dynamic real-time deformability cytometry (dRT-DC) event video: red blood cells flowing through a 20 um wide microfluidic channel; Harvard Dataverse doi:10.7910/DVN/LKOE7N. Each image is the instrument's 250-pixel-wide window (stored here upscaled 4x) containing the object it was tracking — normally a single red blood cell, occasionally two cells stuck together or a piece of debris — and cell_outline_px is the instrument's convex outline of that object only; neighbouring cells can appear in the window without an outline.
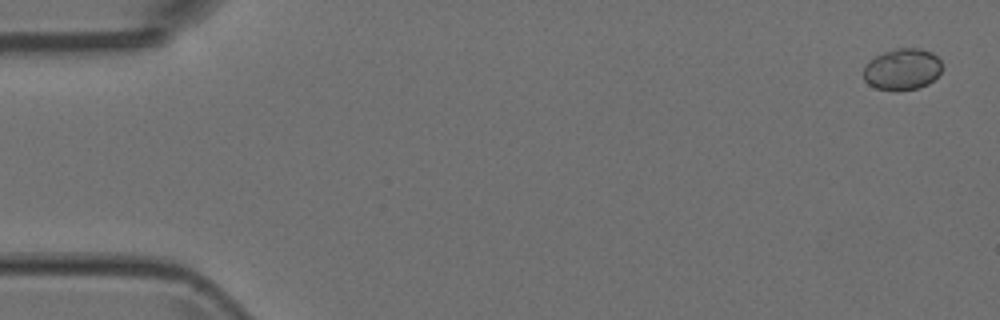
{"species": "Egyptian fruit bat (a non-hibernating species)", "species_latin": "Rousettus aegyptiacus", "temperature_condition": "room temperature", "stored_images_in_passage": 5, "camera_frame_rate_fps": 3000, "um_per_image_px": 0.085, "animal": {"sex": "female"}, "frame": {"image": 1, "passage_image": 1, "time_ms": 0.0, "image_size_px": [1000, 320], "cell_outline_px": [[940, 72], [928, 84], [916, 88], [896, 92], [892, 92], [876, 88], [868, 84], [864, 80], [864, 68], [876, 56], [884, 52], [896, 48], [920, 48], [932, 52], [940, 60]], "centroid_in_image_um": [76.68, 5.9], "position_along_channel_um": 8.3, "area_um2": 18.9}}
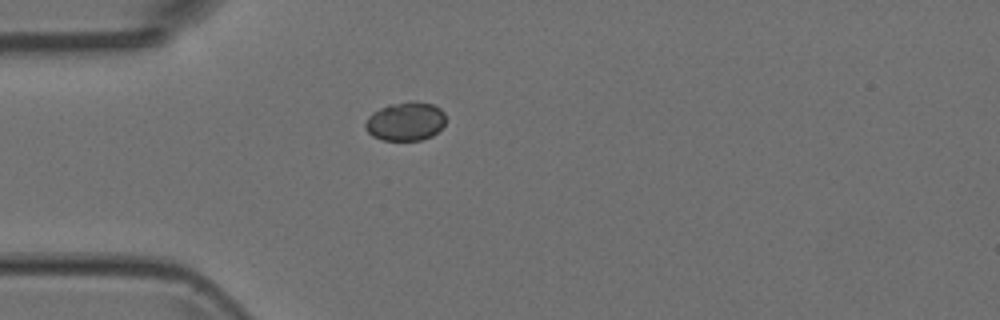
{"frame": {"image": 2, "passage_image": 5, "time_ms": 1.333, "image_size_px": [1000, 320], "cell_outline_px": [[444, 124], [432, 136], [420, 140], [384, 140], [372, 136], [364, 128], [364, 124], [368, 116], [372, 112], [388, 104], [412, 100], [432, 104], [440, 108], [444, 112]], "centroid_in_image_um": [34.44, 10.3], "position_along_channel_um": 50.6, "area_um2": 18.26}}